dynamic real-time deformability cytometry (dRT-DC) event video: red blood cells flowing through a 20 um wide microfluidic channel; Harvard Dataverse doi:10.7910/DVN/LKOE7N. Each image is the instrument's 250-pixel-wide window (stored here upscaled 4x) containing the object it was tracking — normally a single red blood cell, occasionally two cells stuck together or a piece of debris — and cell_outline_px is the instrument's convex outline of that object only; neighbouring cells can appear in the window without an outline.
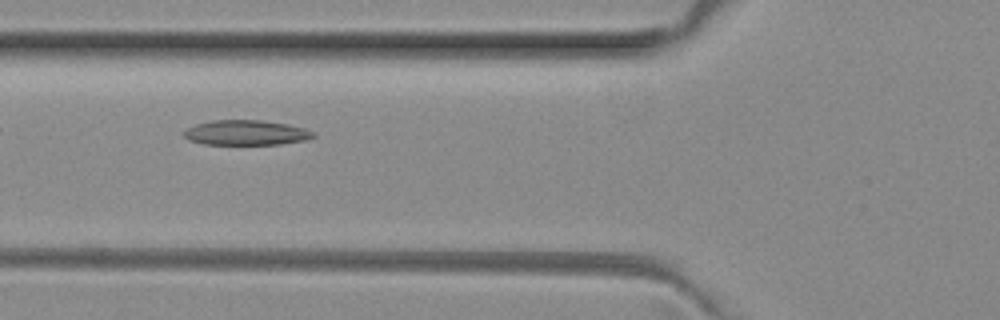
{"species": "common noctule bat (a hibernating species)", "species_latin": "Nyctalus noctula", "temperature_condition": "room temperature", "stored_images_in_passage": 7, "camera_frame_rate_fps": 3000, "um_per_image_px": 0.085, "animal": {"sex": "female", "body_mass_g": 29.2, "forearm_length_mm": 56.3}, "frame": {"image": 1, "passage_image": 5, "time_ms": 1.333, "image_size_px": [1000, 320], "cell_outline_px": [[316, 136], [304, 140], [280, 144], [204, 144], [188, 140], [180, 132], [196, 124], [212, 120], [260, 120], [288, 124], [304, 128], [316, 132]], "centroid_in_image_um": [20.9, 11.27], "position_along_channel_um": 104.9, "area_um2": 18.9}}
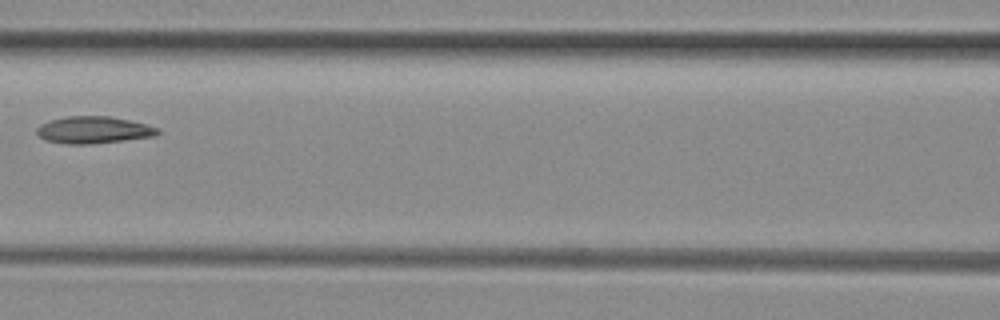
{"frame": {"image": 2, "passage_image": 6, "time_ms": 1.667, "image_size_px": [1000, 320], "cell_outline_px": [[160, 132], [156, 136], [124, 140], [88, 144], [64, 144], [44, 140], [36, 132], [36, 128], [40, 124], [52, 120], [68, 116], [108, 116], [128, 120], [160, 128]], "centroid_in_image_um": [7.94, 11.05], "position_along_channel_um": 158.7, "area_um2": 18.96}}
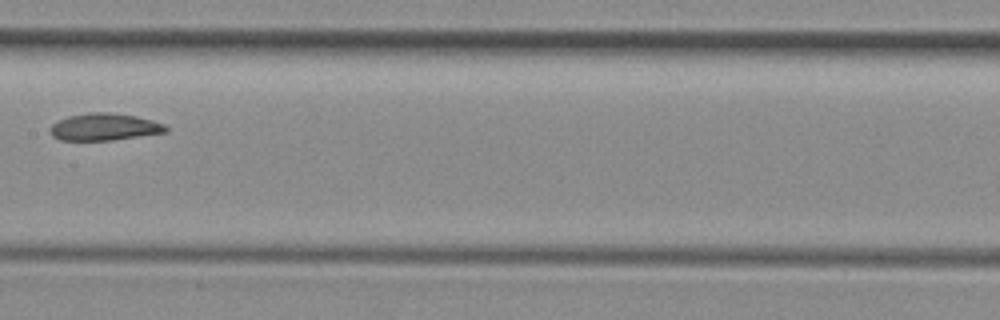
{"frame": {"image": 3, "passage_image": 7, "time_ms": 2.0, "image_size_px": [1000, 320], "cell_outline_px": [[168, 132], [112, 140], [60, 140], [52, 136], [48, 128], [52, 124], [68, 116], [88, 112], [108, 112], [136, 116], [152, 120], [164, 124], [168, 128]], "centroid_in_image_um": [8.86, 10.79], "position_along_channel_um": 198.5, "area_um2": 18.32}}